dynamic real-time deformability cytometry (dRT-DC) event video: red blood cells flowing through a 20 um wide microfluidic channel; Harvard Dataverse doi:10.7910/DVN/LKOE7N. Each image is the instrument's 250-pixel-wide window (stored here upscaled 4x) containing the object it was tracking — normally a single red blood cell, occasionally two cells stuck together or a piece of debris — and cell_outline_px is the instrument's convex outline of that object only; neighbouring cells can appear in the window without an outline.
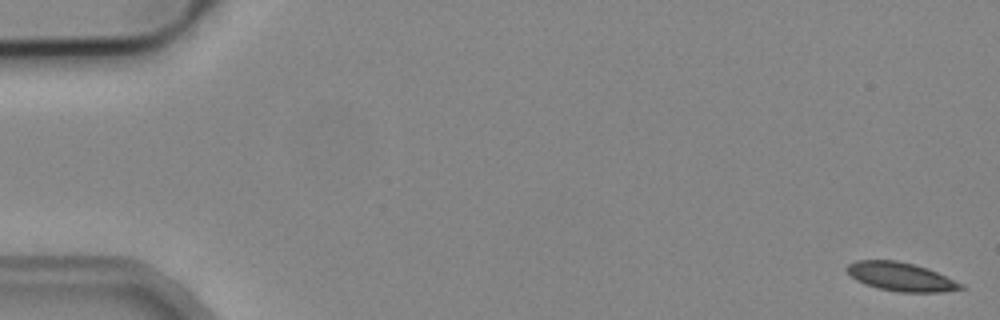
{"species": "common noctule bat (a hibernating species)", "species_latin": "Nyctalus noctula", "temperature_condition": "cold", "stored_images_in_passage": 5, "camera_frame_rate_fps": 3000, "um_per_image_px": 0.085, "animal": {"sex": "male", "body_mass_g": 19.2, "forearm_length_mm": 51.8}, "frame": {"image": 1, "passage_image": 1, "time_ms": 0.0, "image_size_px": [1000, 320], "cell_outline_px": [[964, 288], [944, 292], [900, 292], [880, 288], [856, 280], [844, 268], [848, 264], [856, 260], [896, 260], [928, 268], [964, 284]], "centroid_in_image_um": [76.59, 23.51], "position_along_channel_um": 8.4, "area_um2": 18.84}}